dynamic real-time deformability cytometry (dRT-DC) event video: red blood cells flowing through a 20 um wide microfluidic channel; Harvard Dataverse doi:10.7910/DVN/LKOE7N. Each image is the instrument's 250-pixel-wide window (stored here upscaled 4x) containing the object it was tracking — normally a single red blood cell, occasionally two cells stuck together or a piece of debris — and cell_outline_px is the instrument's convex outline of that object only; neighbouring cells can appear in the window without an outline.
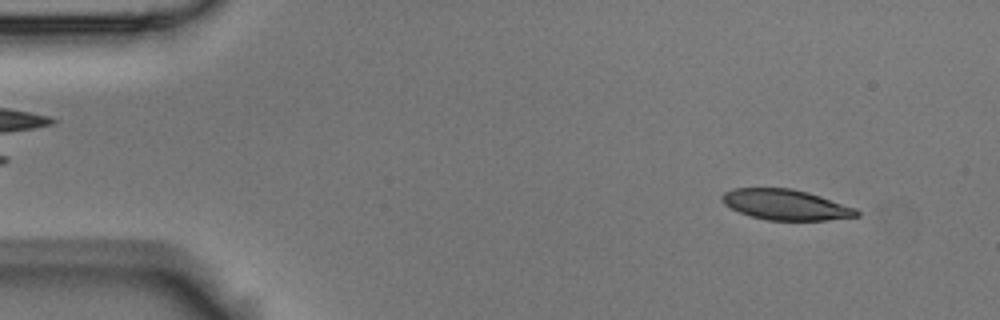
{"species": "Egyptian fruit bat (a non-hibernating species)", "species_latin": "Rousettus aegyptiacus", "temperature_condition": "room temperature", "stored_images_in_passage": 3, "camera_frame_rate_fps": 3000, "um_per_image_px": 0.085, "animal": {"sex": "male"}, "frame": {"image": 1, "passage_image": 1, "time_ms": 0.0, "image_size_px": [1000, 320], "cell_outline_px": [[860, 216], [824, 220], [768, 220], [752, 216], [740, 212], [724, 204], [720, 200], [720, 196], [724, 192], [732, 188], [792, 188], [808, 192], [856, 208], [860, 212]], "centroid_in_image_um": [66.77, 17.39], "position_along_channel_um": 18.2, "area_um2": 23.87}}
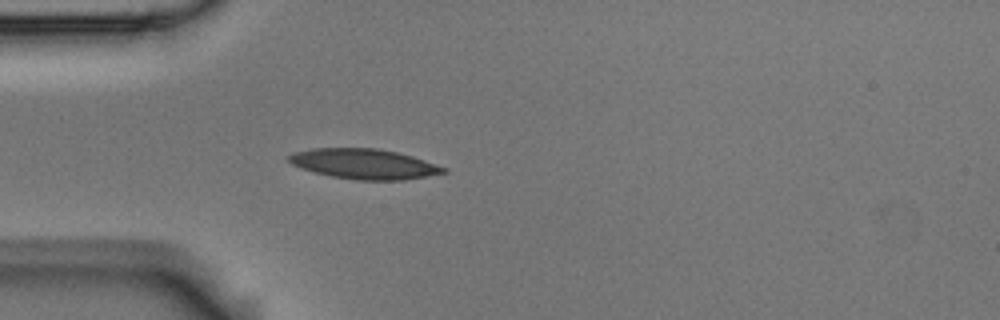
{"frame": {"image": 2, "passage_image": 3, "time_ms": 0.667, "image_size_px": [1000, 320], "cell_outline_px": [[448, 172], [404, 180], [356, 180], [332, 176], [300, 168], [292, 164], [288, 160], [288, 156], [292, 152], [312, 148], [376, 148], [396, 152], [412, 156], [448, 168]], "centroid_in_image_um": [30.95, 13.93], "position_along_channel_um": 54.1, "area_um2": 27.11}}